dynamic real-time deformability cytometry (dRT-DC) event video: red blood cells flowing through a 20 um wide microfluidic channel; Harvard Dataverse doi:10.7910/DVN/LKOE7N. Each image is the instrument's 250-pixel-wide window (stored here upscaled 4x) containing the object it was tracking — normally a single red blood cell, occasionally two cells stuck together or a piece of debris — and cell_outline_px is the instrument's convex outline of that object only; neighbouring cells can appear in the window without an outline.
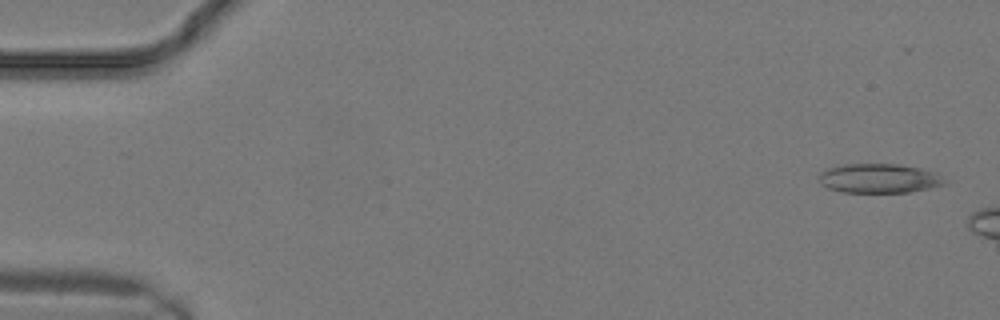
{"species": "common noctule bat (a hibernating species)", "species_latin": "Nyctalus noctula", "temperature_condition": "warm", "stored_images_in_passage": 5, "camera_frame_rate_fps": 3000, "um_per_image_px": 0.085, "animal": {"sex": "male", "body_mass_g": 19.2, "forearm_length_mm": 51.8}, "frame": {"image": 1, "passage_image": 1, "time_ms": 0.0, "image_size_px": [1000, 320], "cell_outline_px": [[944, 184], [928, 188], [908, 192], [844, 192], [828, 188], [820, 184], [820, 172], [828, 168], [840, 164], [900, 164], [920, 168], [936, 172], [944, 180]], "centroid_in_image_um": [74.69, 15.15], "position_along_channel_um": 10.3, "area_um2": 21.33}}